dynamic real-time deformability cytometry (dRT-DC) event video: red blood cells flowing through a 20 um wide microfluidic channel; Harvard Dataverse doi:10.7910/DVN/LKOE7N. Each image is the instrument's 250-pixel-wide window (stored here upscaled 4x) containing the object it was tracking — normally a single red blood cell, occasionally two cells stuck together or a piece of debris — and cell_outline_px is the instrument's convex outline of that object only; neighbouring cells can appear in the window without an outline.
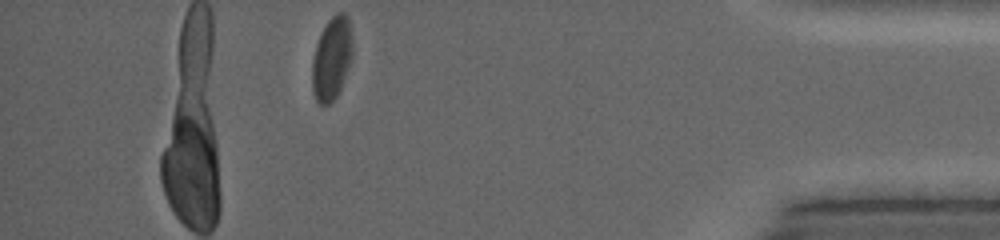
{"species": "common noctule bat (a hibernating species)", "species_latin": "Nyctalus noctula", "temperature_condition": "warm", "stored_images_in_passage": 39, "camera_frame_rate_fps": 5000, "um_per_image_px": 0.085, "animal": {"sex": "female", "body_mass_g": 19.0, "forearm_length_mm": 53.3}, "frame": {"image": 1, "passage_image": 39, "time_ms": 11.0, "image_size_px": [1000, 240], "cell_outline_px": [[352, 56], [340, 92], [328, 104], [320, 104], [316, 100], [312, 92], [312, 60], [316, 44], [328, 20], [336, 12], [344, 12], [348, 16], [352, 36]], "centroid_in_image_um": [28.2, 4.96], "position_along_channel_um": 407.0, "area_um2": 19.59}, "authors_computed_cell_mechanics": {"area_um2": 22.6576, "velocity_mm_per_s": 4.2054, "shape_relaxation_time_tau1_ms": 3.024, "shape_relaxation_time_tau2_ms": 1.6414, "deformation_change_tau1": 0.0964, "deformation_change_tau2": 0.0453}}